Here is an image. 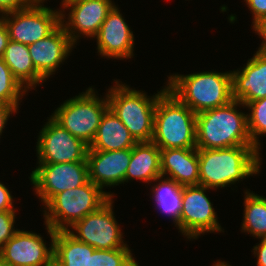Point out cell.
Listing matches in <instances>:
<instances>
[{
	"instance_id": "ffe728a7",
	"label": "cell",
	"mask_w": 266,
	"mask_h": 266,
	"mask_svg": "<svg viewBox=\"0 0 266 266\" xmlns=\"http://www.w3.org/2000/svg\"><path fill=\"white\" fill-rule=\"evenodd\" d=\"M137 141L115 113L108 108L103 114L93 142L88 149L115 151L132 149Z\"/></svg>"
},
{
	"instance_id": "836d02e7",
	"label": "cell",
	"mask_w": 266,
	"mask_h": 266,
	"mask_svg": "<svg viewBox=\"0 0 266 266\" xmlns=\"http://www.w3.org/2000/svg\"><path fill=\"white\" fill-rule=\"evenodd\" d=\"M253 254L257 256V266H266V238H261V242L254 246Z\"/></svg>"
},
{
	"instance_id": "484cf974",
	"label": "cell",
	"mask_w": 266,
	"mask_h": 266,
	"mask_svg": "<svg viewBox=\"0 0 266 266\" xmlns=\"http://www.w3.org/2000/svg\"><path fill=\"white\" fill-rule=\"evenodd\" d=\"M26 92L0 57V102L14 106L18 110L19 100Z\"/></svg>"
},
{
	"instance_id": "30bf717a",
	"label": "cell",
	"mask_w": 266,
	"mask_h": 266,
	"mask_svg": "<svg viewBox=\"0 0 266 266\" xmlns=\"http://www.w3.org/2000/svg\"><path fill=\"white\" fill-rule=\"evenodd\" d=\"M38 137L36 151L39 164L87 162L89 146L70 134L51 116Z\"/></svg>"
},
{
	"instance_id": "f1b7e54d",
	"label": "cell",
	"mask_w": 266,
	"mask_h": 266,
	"mask_svg": "<svg viewBox=\"0 0 266 266\" xmlns=\"http://www.w3.org/2000/svg\"><path fill=\"white\" fill-rule=\"evenodd\" d=\"M15 210H7L0 212V251L4 244L16 233L14 227Z\"/></svg>"
},
{
	"instance_id": "4316f807",
	"label": "cell",
	"mask_w": 266,
	"mask_h": 266,
	"mask_svg": "<svg viewBox=\"0 0 266 266\" xmlns=\"http://www.w3.org/2000/svg\"><path fill=\"white\" fill-rule=\"evenodd\" d=\"M89 266H139L129 248L95 249Z\"/></svg>"
},
{
	"instance_id": "44dd1931",
	"label": "cell",
	"mask_w": 266,
	"mask_h": 266,
	"mask_svg": "<svg viewBox=\"0 0 266 266\" xmlns=\"http://www.w3.org/2000/svg\"><path fill=\"white\" fill-rule=\"evenodd\" d=\"M159 176H161V149L152 141L137 142L132 148L126 182L132 179L150 182Z\"/></svg>"
},
{
	"instance_id": "5bb4252c",
	"label": "cell",
	"mask_w": 266,
	"mask_h": 266,
	"mask_svg": "<svg viewBox=\"0 0 266 266\" xmlns=\"http://www.w3.org/2000/svg\"><path fill=\"white\" fill-rule=\"evenodd\" d=\"M114 6L112 0H65L62 2L63 11L60 10V24L74 44L81 37L80 35L95 38L103 21ZM64 8L71 10L66 22L65 14H63Z\"/></svg>"
},
{
	"instance_id": "74e56055",
	"label": "cell",
	"mask_w": 266,
	"mask_h": 266,
	"mask_svg": "<svg viewBox=\"0 0 266 266\" xmlns=\"http://www.w3.org/2000/svg\"><path fill=\"white\" fill-rule=\"evenodd\" d=\"M30 1V3H44L43 1H45V0H29ZM65 0H62V2H64Z\"/></svg>"
},
{
	"instance_id": "d4e9b609",
	"label": "cell",
	"mask_w": 266,
	"mask_h": 266,
	"mask_svg": "<svg viewBox=\"0 0 266 266\" xmlns=\"http://www.w3.org/2000/svg\"><path fill=\"white\" fill-rule=\"evenodd\" d=\"M242 231L257 238H266V198L245 192Z\"/></svg>"
},
{
	"instance_id": "9c48e42d",
	"label": "cell",
	"mask_w": 266,
	"mask_h": 266,
	"mask_svg": "<svg viewBox=\"0 0 266 266\" xmlns=\"http://www.w3.org/2000/svg\"><path fill=\"white\" fill-rule=\"evenodd\" d=\"M110 198L97 211L86 215L68 230L78 241L95 249L129 248L123 241V234L114 218L113 203ZM77 233V234H76Z\"/></svg>"
},
{
	"instance_id": "8fae6325",
	"label": "cell",
	"mask_w": 266,
	"mask_h": 266,
	"mask_svg": "<svg viewBox=\"0 0 266 266\" xmlns=\"http://www.w3.org/2000/svg\"><path fill=\"white\" fill-rule=\"evenodd\" d=\"M35 192L46 205L56 194L89 180L87 162L39 164L30 174Z\"/></svg>"
},
{
	"instance_id": "3957f363",
	"label": "cell",
	"mask_w": 266,
	"mask_h": 266,
	"mask_svg": "<svg viewBox=\"0 0 266 266\" xmlns=\"http://www.w3.org/2000/svg\"><path fill=\"white\" fill-rule=\"evenodd\" d=\"M167 88L195 114L227 105L233 100L231 71L171 75Z\"/></svg>"
},
{
	"instance_id": "7402d4cb",
	"label": "cell",
	"mask_w": 266,
	"mask_h": 266,
	"mask_svg": "<svg viewBox=\"0 0 266 266\" xmlns=\"http://www.w3.org/2000/svg\"><path fill=\"white\" fill-rule=\"evenodd\" d=\"M14 77L28 91L43 83L45 79L36 71L28 50V45L10 40L2 56Z\"/></svg>"
},
{
	"instance_id": "ac0fdd59",
	"label": "cell",
	"mask_w": 266,
	"mask_h": 266,
	"mask_svg": "<svg viewBox=\"0 0 266 266\" xmlns=\"http://www.w3.org/2000/svg\"><path fill=\"white\" fill-rule=\"evenodd\" d=\"M232 97L245 108L249 102L266 97V54L257 51L242 70L231 71Z\"/></svg>"
},
{
	"instance_id": "7c38bea8",
	"label": "cell",
	"mask_w": 266,
	"mask_h": 266,
	"mask_svg": "<svg viewBox=\"0 0 266 266\" xmlns=\"http://www.w3.org/2000/svg\"><path fill=\"white\" fill-rule=\"evenodd\" d=\"M206 190L209 188L201 185L182 188L180 231L188 239H196L206 232L222 231L213 204L205 194Z\"/></svg>"
},
{
	"instance_id": "4fadbf2b",
	"label": "cell",
	"mask_w": 266,
	"mask_h": 266,
	"mask_svg": "<svg viewBox=\"0 0 266 266\" xmlns=\"http://www.w3.org/2000/svg\"><path fill=\"white\" fill-rule=\"evenodd\" d=\"M51 237L50 247L33 232L17 230L0 251V259L7 266H49L53 263V242L56 231L46 225Z\"/></svg>"
},
{
	"instance_id": "f546056e",
	"label": "cell",
	"mask_w": 266,
	"mask_h": 266,
	"mask_svg": "<svg viewBox=\"0 0 266 266\" xmlns=\"http://www.w3.org/2000/svg\"><path fill=\"white\" fill-rule=\"evenodd\" d=\"M253 16V26L266 18V0H246Z\"/></svg>"
},
{
	"instance_id": "7a4b0ae2",
	"label": "cell",
	"mask_w": 266,
	"mask_h": 266,
	"mask_svg": "<svg viewBox=\"0 0 266 266\" xmlns=\"http://www.w3.org/2000/svg\"><path fill=\"white\" fill-rule=\"evenodd\" d=\"M239 100L196 114V148L217 149L255 146L248 132L247 114L237 107Z\"/></svg>"
},
{
	"instance_id": "4dcf8cb0",
	"label": "cell",
	"mask_w": 266,
	"mask_h": 266,
	"mask_svg": "<svg viewBox=\"0 0 266 266\" xmlns=\"http://www.w3.org/2000/svg\"><path fill=\"white\" fill-rule=\"evenodd\" d=\"M30 4L29 0H0V13L6 14L26 8Z\"/></svg>"
},
{
	"instance_id": "52a82bcc",
	"label": "cell",
	"mask_w": 266,
	"mask_h": 266,
	"mask_svg": "<svg viewBox=\"0 0 266 266\" xmlns=\"http://www.w3.org/2000/svg\"><path fill=\"white\" fill-rule=\"evenodd\" d=\"M108 108L107 95L101 100L90 87L86 92L66 100L51 117L70 134L90 146Z\"/></svg>"
},
{
	"instance_id": "d590c367",
	"label": "cell",
	"mask_w": 266,
	"mask_h": 266,
	"mask_svg": "<svg viewBox=\"0 0 266 266\" xmlns=\"http://www.w3.org/2000/svg\"><path fill=\"white\" fill-rule=\"evenodd\" d=\"M9 41L10 37L7 26L4 23V21L0 18V57L3 56Z\"/></svg>"
},
{
	"instance_id": "d6a6232c",
	"label": "cell",
	"mask_w": 266,
	"mask_h": 266,
	"mask_svg": "<svg viewBox=\"0 0 266 266\" xmlns=\"http://www.w3.org/2000/svg\"><path fill=\"white\" fill-rule=\"evenodd\" d=\"M17 112V109L14 106L9 104H4L0 102V135L3 132L5 124L10 117V114Z\"/></svg>"
},
{
	"instance_id": "83f0119b",
	"label": "cell",
	"mask_w": 266,
	"mask_h": 266,
	"mask_svg": "<svg viewBox=\"0 0 266 266\" xmlns=\"http://www.w3.org/2000/svg\"><path fill=\"white\" fill-rule=\"evenodd\" d=\"M251 111L247 114V126L252 143L260 149L258 136L266 134V97L247 103Z\"/></svg>"
},
{
	"instance_id": "8992f818",
	"label": "cell",
	"mask_w": 266,
	"mask_h": 266,
	"mask_svg": "<svg viewBox=\"0 0 266 266\" xmlns=\"http://www.w3.org/2000/svg\"><path fill=\"white\" fill-rule=\"evenodd\" d=\"M113 193L101 190L92 181L56 194L44 210L45 224L55 231H68L77 221L97 211Z\"/></svg>"
},
{
	"instance_id": "277c9868",
	"label": "cell",
	"mask_w": 266,
	"mask_h": 266,
	"mask_svg": "<svg viewBox=\"0 0 266 266\" xmlns=\"http://www.w3.org/2000/svg\"><path fill=\"white\" fill-rule=\"evenodd\" d=\"M152 142L161 150L196 148V114L168 89L156 102Z\"/></svg>"
},
{
	"instance_id": "ab89813d",
	"label": "cell",
	"mask_w": 266,
	"mask_h": 266,
	"mask_svg": "<svg viewBox=\"0 0 266 266\" xmlns=\"http://www.w3.org/2000/svg\"><path fill=\"white\" fill-rule=\"evenodd\" d=\"M49 266H57L54 262L52 264H50Z\"/></svg>"
},
{
	"instance_id": "603a6c76",
	"label": "cell",
	"mask_w": 266,
	"mask_h": 266,
	"mask_svg": "<svg viewBox=\"0 0 266 266\" xmlns=\"http://www.w3.org/2000/svg\"><path fill=\"white\" fill-rule=\"evenodd\" d=\"M53 262L57 266H89L95 248L78 241L69 231H56Z\"/></svg>"
},
{
	"instance_id": "9a60e30c",
	"label": "cell",
	"mask_w": 266,
	"mask_h": 266,
	"mask_svg": "<svg viewBox=\"0 0 266 266\" xmlns=\"http://www.w3.org/2000/svg\"><path fill=\"white\" fill-rule=\"evenodd\" d=\"M131 154L132 149L115 151L88 149L89 180L101 190L105 186L124 184Z\"/></svg>"
},
{
	"instance_id": "d6986e66",
	"label": "cell",
	"mask_w": 266,
	"mask_h": 266,
	"mask_svg": "<svg viewBox=\"0 0 266 266\" xmlns=\"http://www.w3.org/2000/svg\"><path fill=\"white\" fill-rule=\"evenodd\" d=\"M165 175L181 186L199 185L198 149L161 150V176Z\"/></svg>"
},
{
	"instance_id": "8d00e7d4",
	"label": "cell",
	"mask_w": 266,
	"mask_h": 266,
	"mask_svg": "<svg viewBox=\"0 0 266 266\" xmlns=\"http://www.w3.org/2000/svg\"><path fill=\"white\" fill-rule=\"evenodd\" d=\"M213 266H231L230 264L228 265V263H226V262H221V261H218L215 265H213Z\"/></svg>"
},
{
	"instance_id": "ba28073f",
	"label": "cell",
	"mask_w": 266,
	"mask_h": 266,
	"mask_svg": "<svg viewBox=\"0 0 266 266\" xmlns=\"http://www.w3.org/2000/svg\"><path fill=\"white\" fill-rule=\"evenodd\" d=\"M0 18L7 26L10 40L30 45L60 25L61 12L40 3H30L26 8L3 14Z\"/></svg>"
},
{
	"instance_id": "e575fe53",
	"label": "cell",
	"mask_w": 266,
	"mask_h": 266,
	"mask_svg": "<svg viewBox=\"0 0 266 266\" xmlns=\"http://www.w3.org/2000/svg\"><path fill=\"white\" fill-rule=\"evenodd\" d=\"M253 30L263 39L262 45H260L258 51L266 54V18L260 20L256 25H254Z\"/></svg>"
},
{
	"instance_id": "cb8c5ba5",
	"label": "cell",
	"mask_w": 266,
	"mask_h": 266,
	"mask_svg": "<svg viewBox=\"0 0 266 266\" xmlns=\"http://www.w3.org/2000/svg\"><path fill=\"white\" fill-rule=\"evenodd\" d=\"M162 179V180H160ZM159 181L157 185L152 187V193L155 197L157 207L162 213L170 215L175 225L180 230V215L182 205V188L183 186L176 183L173 179L157 177L155 180Z\"/></svg>"
},
{
	"instance_id": "e0dca14e",
	"label": "cell",
	"mask_w": 266,
	"mask_h": 266,
	"mask_svg": "<svg viewBox=\"0 0 266 266\" xmlns=\"http://www.w3.org/2000/svg\"><path fill=\"white\" fill-rule=\"evenodd\" d=\"M75 44L60 24L51 34L28 45L36 71L46 80L72 51Z\"/></svg>"
},
{
	"instance_id": "2e32d148",
	"label": "cell",
	"mask_w": 266,
	"mask_h": 266,
	"mask_svg": "<svg viewBox=\"0 0 266 266\" xmlns=\"http://www.w3.org/2000/svg\"><path fill=\"white\" fill-rule=\"evenodd\" d=\"M95 37L100 55L114 59L132 58L134 51L133 32L116 5L103 21Z\"/></svg>"
},
{
	"instance_id": "f35d334b",
	"label": "cell",
	"mask_w": 266,
	"mask_h": 266,
	"mask_svg": "<svg viewBox=\"0 0 266 266\" xmlns=\"http://www.w3.org/2000/svg\"><path fill=\"white\" fill-rule=\"evenodd\" d=\"M0 266H7V265L0 259Z\"/></svg>"
},
{
	"instance_id": "6da1fadb",
	"label": "cell",
	"mask_w": 266,
	"mask_h": 266,
	"mask_svg": "<svg viewBox=\"0 0 266 266\" xmlns=\"http://www.w3.org/2000/svg\"><path fill=\"white\" fill-rule=\"evenodd\" d=\"M256 146L198 149L199 185L224 188L260 172V153Z\"/></svg>"
},
{
	"instance_id": "1f68e13d",
	"label": "cell",
	"mask_w": 266,
	"mask_h": 266,
	"mask_svg": "<svg viewBox=\"0 0 266 266\" xmlns=\"http://www.w3.org/2000/svg\"><path fill=\"white\" fill-rule=\"evenodd\" d=\"M13 197L7 187L0 182V212L15 210L13 207Z\"/></svg>"
},
{
	"instance_id": "5b68a950",
	"label": "cell",
	"mask_w": 266,
	"mask_h": 266,
	"mask_svg": "<svg viewBox=\"0 0 266 266\" xmlns=\"http://www.w3.org/2000/svg\"><path fill=\"white\" fill-rule=\"evenodd\" d=\"M108 91L109 108L120 119L137 142H151L154 133V115L158 98L168 89L148 97L145 92L130 89L115 82Z\"/></svg>"
}]
</instances>
